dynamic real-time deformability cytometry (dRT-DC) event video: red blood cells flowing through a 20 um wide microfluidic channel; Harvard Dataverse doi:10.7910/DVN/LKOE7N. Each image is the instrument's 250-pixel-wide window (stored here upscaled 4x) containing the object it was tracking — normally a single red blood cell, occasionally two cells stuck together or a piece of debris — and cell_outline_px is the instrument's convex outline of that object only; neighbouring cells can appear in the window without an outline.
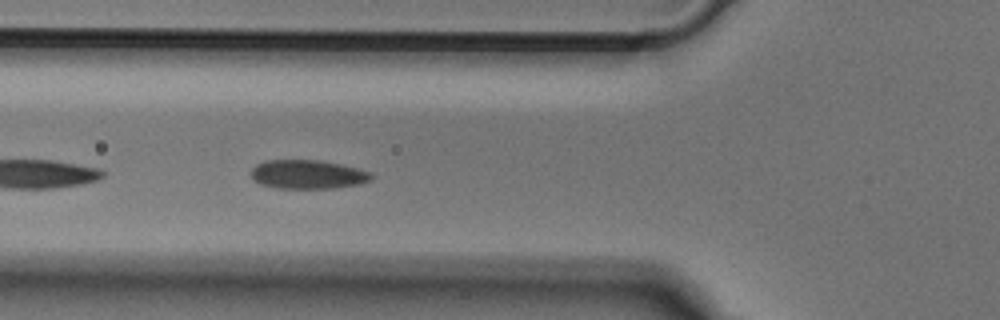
{"species": "Egyptian fruit bat (a non-hibernating species)", "species_latin": "Rousettus aegyptiacus", "temperature_condition": "cold", "stored_images_in_passage": 14, "camera_frame_rate_fps": 3000, "um_per_image_px": 0.085, "animal": {"sex": "male"}, "frame": {"image": 1, "passage_image": 5, "time_ms": 1.333, "image_size_px": [1000, 320], "cell_outline_px": [[376, 176], [372, 180], [360, 184], [336, 188], [276, 188], [260, 184], [252, 180], [248, 172], [256, 164], [264, 160], [320, 160], [360, 168], [372, 172]], "centroid_in_image_um": [26.17, 14.82], "position_along_channel_um": 99.6, "area_um2": 20.81}}
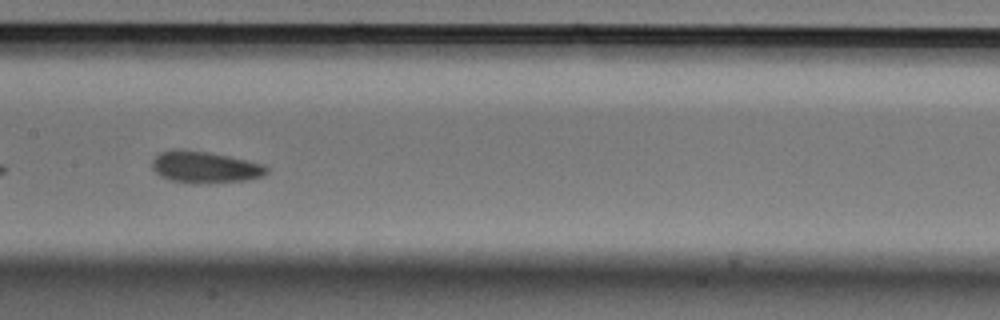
{"frame": {"image": 2, "passage_image": 12, "time_ms": 3.667, "image_size_px": [1000, 320], "cell_outline_px": [[268, 172], [264, 176], [248, 180], [204, 184], [196, 184], [168, 180], [160, 176], [152, 168], [152, 160], [160, 152], [172, 148], [176, 148], [208, 152], [228, 156], [264, 164], [268, 168]], "centroid_in_image_um": [17.4, 14.21], "position_along_channel_um": 190.0, "area_um2": 21.5}}